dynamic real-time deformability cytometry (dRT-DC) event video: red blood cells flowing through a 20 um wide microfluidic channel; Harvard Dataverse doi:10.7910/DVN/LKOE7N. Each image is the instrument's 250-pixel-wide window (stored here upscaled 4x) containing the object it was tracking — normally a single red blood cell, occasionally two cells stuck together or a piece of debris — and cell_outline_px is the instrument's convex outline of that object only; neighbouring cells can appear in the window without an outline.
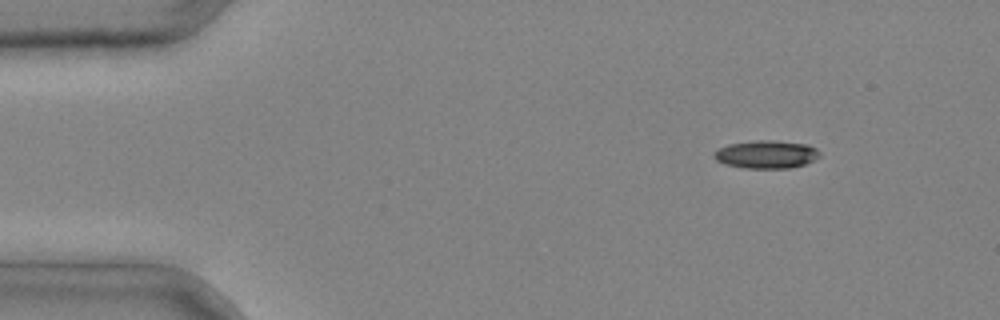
{"species": "common noctule bat (a hibernating species)", "species_latin": "Nyctalus noctula", "temperature_condition": "cold", "stored_images_in_passage": 3, "camera_frame_rate_fps": 3000, "um_per_image_px": 0.085, "animal": {"sex": "male", "body_mass_g": 20.4}, "frame": {"image": 1, "passage_image": 1, "time_ms": 0.0, "image_size_px": [1000, 320], "cell_outline_px": [[820, 156], [804, 164], [792, 168], [744, 168], [724, 164], [716, 160], [712, 156], [712, 152], [728, 144], [756, 140], [772, 140], [808, 144], [816, 148], [820, 152]], "centroid_in_image_um": [65.11, 13.12], "position_along_channel_um": 19.9, "area_um2": 17.34}}